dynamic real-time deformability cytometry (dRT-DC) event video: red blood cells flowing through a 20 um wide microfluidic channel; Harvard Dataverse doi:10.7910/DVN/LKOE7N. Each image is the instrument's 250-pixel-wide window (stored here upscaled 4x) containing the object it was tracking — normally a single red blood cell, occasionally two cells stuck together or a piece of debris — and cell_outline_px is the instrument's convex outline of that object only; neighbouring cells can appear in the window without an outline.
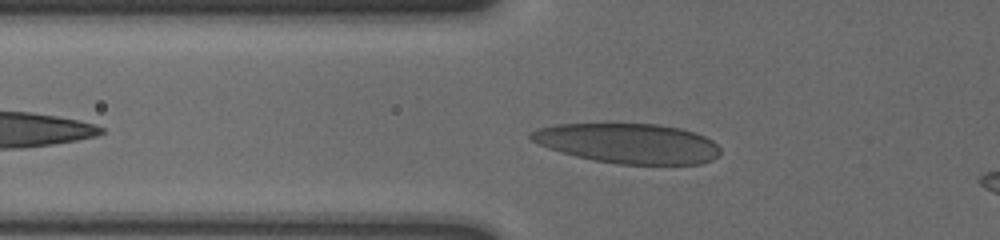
{"species": "human", "species_latin": "Homo sapiens", "temperature_condition": "cold", "stored_images_in_passage": 38, "camera_frame_rate_fps": 3000, "um_per_image_px": 0.085, "donor": {"sex": "male"}, "frame": {"image": 1, "passage_image": 6, "time_ms": 1.667, "image_size_px": [1000, 240], "cell_outline_px": [[720, 152], [712, 160], [700, 164], [620, 164], [592, 160], [560, 152], [548, 148], [532, 140], [528, 136], [528, 132], [536, 128], [556, 124], [660, 124], [680, 128], [704, 136], [712, 140], [720, 148]], "centroid_in_image_um": [53.36, 12.18], "position_along_channel_um": 72.4, "area_um2": 44.04}}
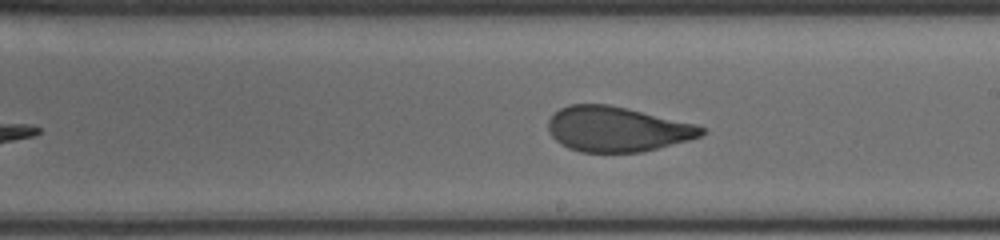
{"frame": {"image": 2, "passage_image": 20, "time_ms": 6.333, "image_size_px": [1000, 240], "cell_outline_px": [[708, 132], [700, 136], [688, 140], [640, 152], [580, 152], [568, 148], [560, 144], [552, 136], [548, 128], [548, 120], [560, 108], [568, 104], [608, 104], [696, 124], [704, 128]], "centroid_in_image_um": [52.43, 10.97], "position_along_channel_um": 236.6, "area_um2": 40.0}}
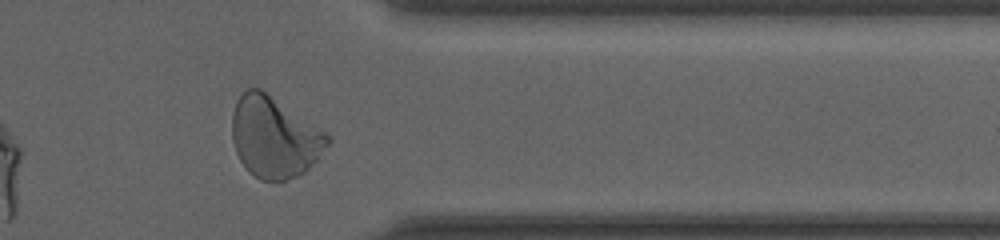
{"frame": {"image": 3, "passage_image": 33, "time_ms": 10.667, "image_size_px": [1000, 240], "cell_outline_px": [[332, 140], [316, 160], [300, 176], [284, 180], [260, 180], [248, 172], [244, 168], [236, 152], [232, 140], [232, 112], [236, 100], [248, 88], [260, 88], [324, 132]], "centroid_in_image_um": [23.28, 11.68], "position_along_channel_um": 388.1, "area_um2": 44.62}, "authors_computed_cell_mechanics": {"area_um2": 42.0206, "velocity_mm_per_s": 3.5887, "shape_relaxation_time_tau1_ms": 7.4385, "shape_relaxation_time_tau2_ms": 0.9055, "deformation_change_tau1": 0.2149, "deformation_change_tau2": 0.0736}}